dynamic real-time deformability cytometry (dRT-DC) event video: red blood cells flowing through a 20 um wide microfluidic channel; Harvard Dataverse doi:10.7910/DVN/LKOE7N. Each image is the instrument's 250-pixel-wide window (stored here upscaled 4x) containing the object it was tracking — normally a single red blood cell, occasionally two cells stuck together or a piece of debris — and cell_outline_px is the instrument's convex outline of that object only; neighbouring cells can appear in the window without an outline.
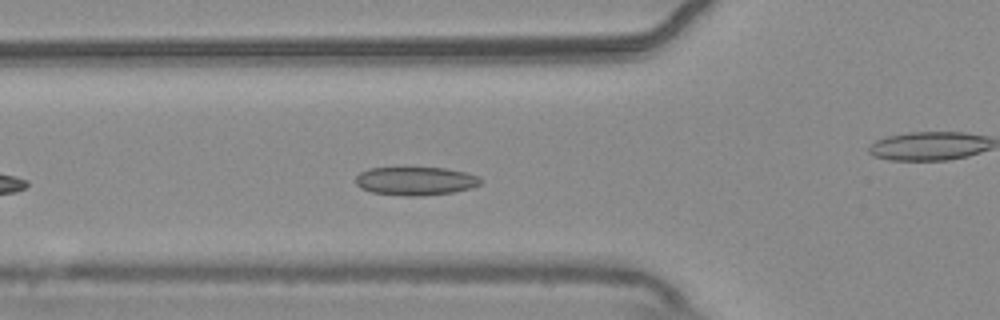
{"species": "common noctule bat (a hibernating species)", "species_latin": "Nyctalus noctula", "temperature_condition": "warm", "stored_images_in_passage": 18, "camera_frame_rate_fps": 3000, "um_per_image_px": 0.085, "animal": {"sex": "male", "body_mass_g": 20.4}, "frame": {"image": 1, "passage_image": 11, "time_ms": 3.333, "image_size_px": [1000, 320], "cell_outline_px": [[484, 180], [480, 184], [472, 188], [452, 192], [420, 196], [404, 196], [372, 192], [360, 188], [356, 184], [356, 176], [360, 172], [368, 168], [444, 168], [464, 172], [480, 176]], "centroid_in_image_um": [35.33, 15.39], "position_along_channel_um": 90.5, "area_um2": 20.75}}